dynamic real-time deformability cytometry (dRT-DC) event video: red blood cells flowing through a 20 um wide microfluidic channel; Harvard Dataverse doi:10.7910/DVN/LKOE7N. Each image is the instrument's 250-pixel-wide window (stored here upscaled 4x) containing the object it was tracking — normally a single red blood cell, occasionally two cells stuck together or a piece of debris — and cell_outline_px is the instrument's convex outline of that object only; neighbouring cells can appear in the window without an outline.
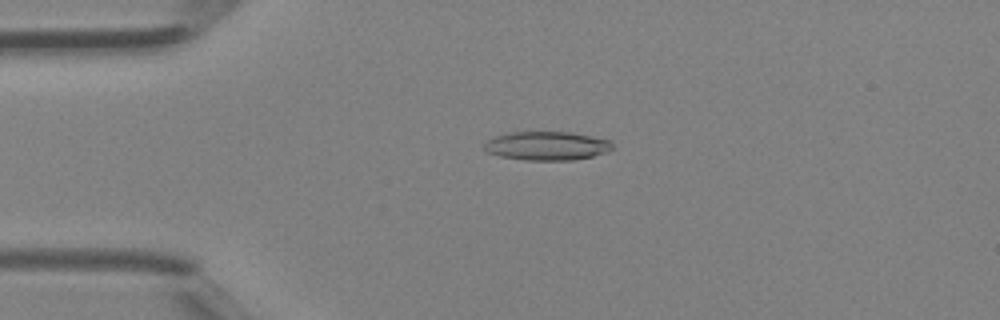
{"species": "Egyptian fruit bat (a non-hibernating species)", "species_latin": "Rousettus aegyptiacus", "temperature_condition": "room temperature", "stored_images_in_passage": 42, "camera_frame_rate_fps": 3000, "um_per_image_px": 0.085, "animal": {"sex": "female"}, "frame": {"image": 1, "passage_image": 10, "time_ms": 3.0, "image_size_px": [1000, 320], "cell_outline_px": [[612, 148], [608, 152], [592, 156], [572, 160], [524, 160], [500, 156], [484, 152], [484, 144], [488, 140], [496, 136], [508, 132], [572, 132], [612, 140]], "centroid_in_image_um": [46.48, 12.39], "position_along_channel_um": 38.5, "area_um2": 21.62}}
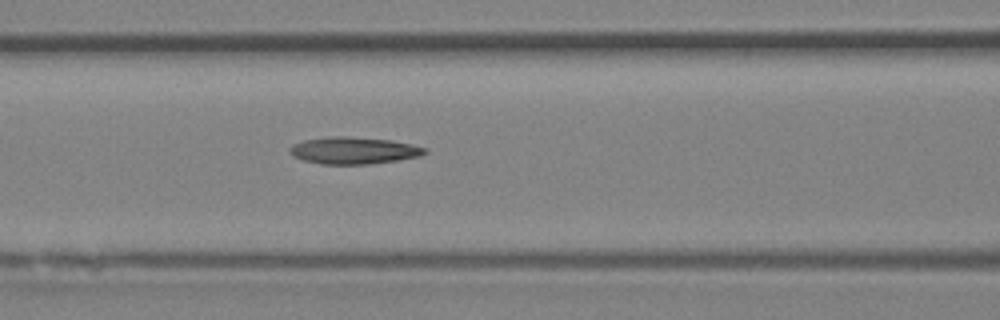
{"frame": {"image": 2, "passage_image": 18, "time_ms": 5.667, "image_size_px": [1000, 320], "cell_outline_px": [[428, 152], [420, 156], [396, 160], [368, 164], [320, 164], [304, 160], [292, 156], [288, 148], [292, 144], [304, 140], [324, 136], [348, 136], [392, 140], [412, 144], [428, 148]], "centroid_in_image_um": [30.05, 12.78], "position_along_channel_um": 136.5, "area_um2": 21.44}}
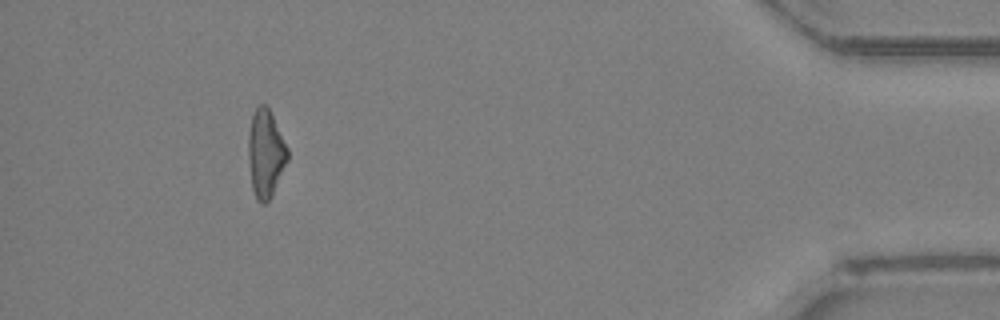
{"frame": {"image": 3, "passage_image": 39, "time_ms": 12.667, "image_size_px": [1000, 320], "cell_outline_px": [[288, 160], [268, 200], [264, 204], [260, 204], [256, 200], [252, 188], [248, 160], [248, 136], [252, 116], [256, 108], [260, 104], [264, 104], [268, 108], [288, 148]], "centroid_in_image_um": [22.55, 13.06], "position_along_channel_um": 412.6, "area_um2": 19.71}}